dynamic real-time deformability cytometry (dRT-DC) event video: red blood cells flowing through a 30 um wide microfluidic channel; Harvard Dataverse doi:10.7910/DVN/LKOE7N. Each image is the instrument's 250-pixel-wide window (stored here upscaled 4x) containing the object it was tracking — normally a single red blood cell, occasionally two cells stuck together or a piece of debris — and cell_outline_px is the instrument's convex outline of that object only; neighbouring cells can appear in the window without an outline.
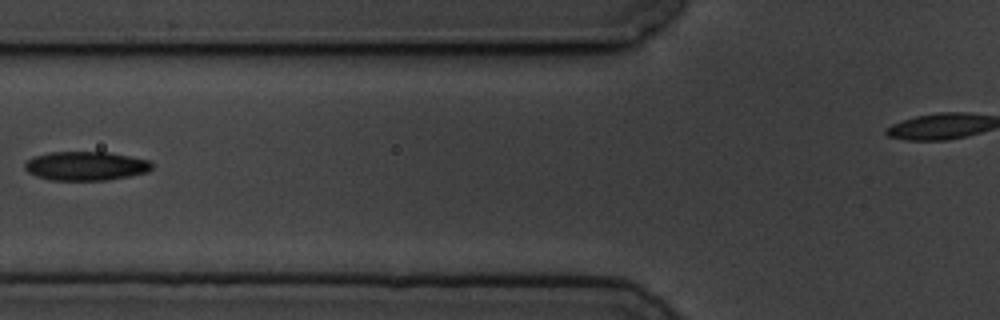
{"species": "common noctule bat (a hibernating species)", "species_latin": "Nyctalus noctula", "temperature_condition": "cold", "stored_images_in_passage": 6, "camera_frame_rate_fps": 3000, "um_per_image_px": 0.085, "animal": {"sex": "male", "body_mass_g": 19.5, "forearm_length_mm": 54.6}, "frame": {"image": 1, "passage_image": 5, "time_ms": 5.667, "image_size_px": [1000, 320], "cell_outline_px": [[152, 168], [148, 172], [108, 180], [52, 180], [36, 176], [28, 172], [24, 168], [24, 164], [32, 156], [52, 152], [108, 152], [148, 160], [152, 164]], "centroid_in_image_um": [7.27, 14.11], "position_along_channel_um": 118.5, "area_um2": 21.39}}
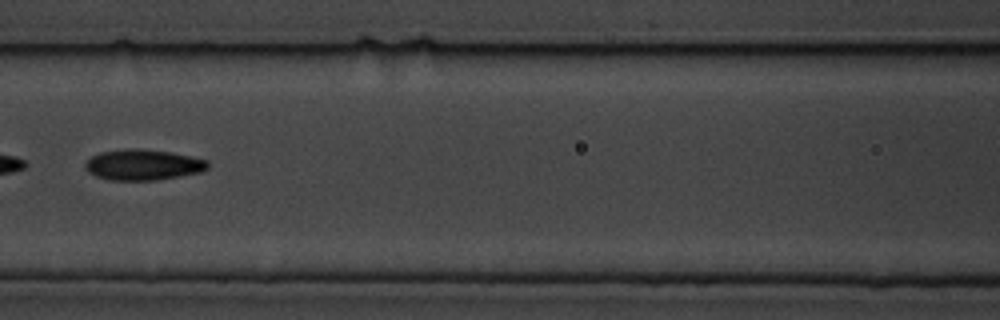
{"frame": {"image": 2, "passage_image": 6, "time_ms": 6.667, "image_size_px": [1000, 320], "cell_outline_px": [[208, 168], [200, 172], [156, 180], [108, 180], [96, 176], [88, 172], [84, 168], [84, 164], [92, 156], [100, 152], [128, 148], [140, 148], [172, 152], [208, 160]], "centroid_in_image_um": [12.13, 14.0], "position_along_channel_um": 154.5, "area_um2": 22.02}}